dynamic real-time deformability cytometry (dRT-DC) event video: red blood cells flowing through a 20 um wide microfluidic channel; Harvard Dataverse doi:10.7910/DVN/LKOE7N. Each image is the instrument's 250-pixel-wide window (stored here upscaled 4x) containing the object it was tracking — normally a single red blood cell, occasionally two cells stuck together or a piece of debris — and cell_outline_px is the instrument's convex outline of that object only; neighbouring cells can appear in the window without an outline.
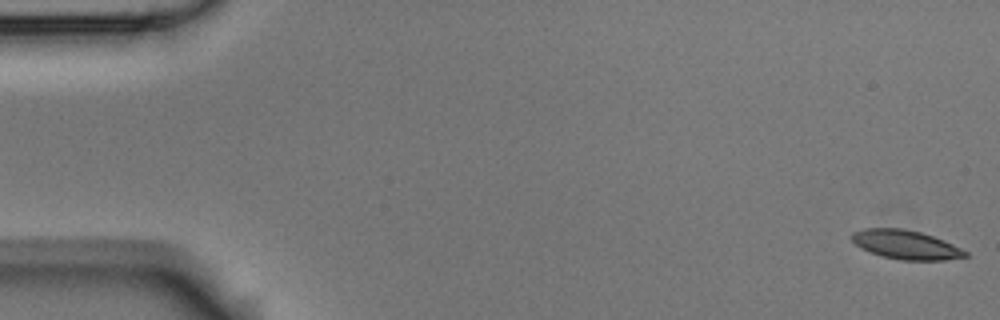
{"species": "Egyptian fruit bat (a non-hibernating species)", "species_latin": "Rousettus aegyptiacus", "temperature_condition": "room temperature", "stored_images_in_passage": 15, "camera_frame_rate_fps": 3000, "um_per_image_px": 0.085, "animal": {"sex": "male"}, "frame": {"image": 1, "passage_image": 1, "time_ms": 0.0, "image_size_px": [1000, 320], "cell_outline_px": [[968, 256], [944, 260], [900, 260], [880, 256], [860, 248], [852, 240], [852, 232], [864, 228], [904, 228], [920, 232], [944, 240], [968, 252]], "centroid_in_image_um": [76.97, 20.8], "position_along_channel_um": 8.0, "area_um2": 19.19}}
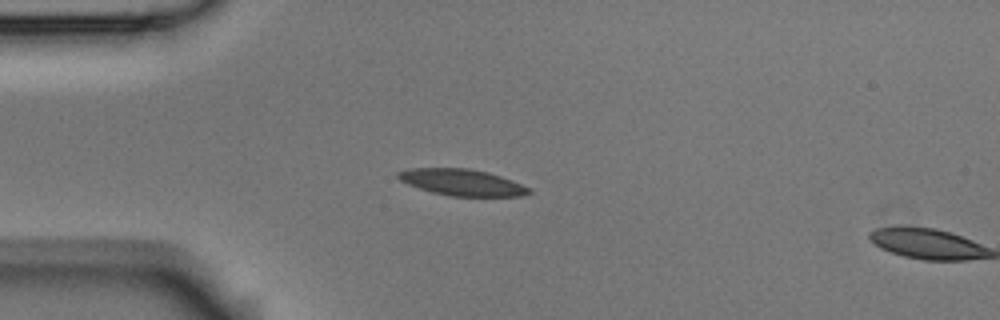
{"frame": {"image": 2, "passage_image": 14, "time_ms": 4.333, "image_size_px": [1000, 320], "cell_outline_px": [[532, 192], [524, 196], [448, 196], [432, 192], [408, 184], [400, 180], [396, 176], [396, 172], [408, 168], [468, 168], [488, 172], [512, 180], [528, 188]], "centroid_in_image_um": [39.24, 15.5], "position_along_channel_um": 45.8, "area_um2": 20.11}}